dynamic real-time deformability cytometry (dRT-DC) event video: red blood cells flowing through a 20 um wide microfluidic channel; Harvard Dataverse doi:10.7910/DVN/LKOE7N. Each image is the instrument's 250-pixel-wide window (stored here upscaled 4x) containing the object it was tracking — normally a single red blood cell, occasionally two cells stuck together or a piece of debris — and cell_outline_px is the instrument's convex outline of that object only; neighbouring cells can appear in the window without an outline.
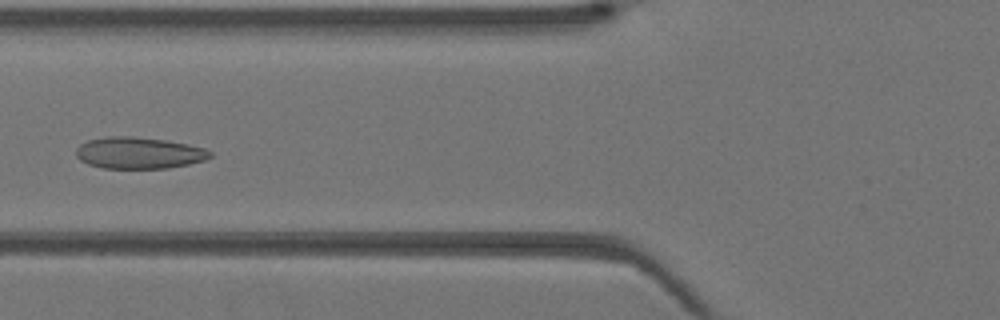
{"species": "Egyptian fruit bat (a non-hibernating species)", "species_latin": "Rousettus aegyptiacus", "temperature_condition": "warm", "stored_images_in_passage": 41, "camera_frame_rate_fps": 3000, "um_per_image_px": 0.085, "animal": {"sex": "female"}, "frame": {"image": 1, "passage_image": 16, "time_ms": 5.0, "image_size_px": [1000, 320], "cell_outline_px": [[212, 156], [204, 160], [188, 164], [168, 168], [104, 168], [88, 164], [80, 160], [76, 156], [76, 148], [80, 144], [88, 140], [104, 136], [132, 136], [164, 140], [188, 144], [204, 148], [212, 152]], "centroid_in_image_um": [11.78, 12.99], "position_along_channel_um": 114.0, "area_um2": 24.68}}
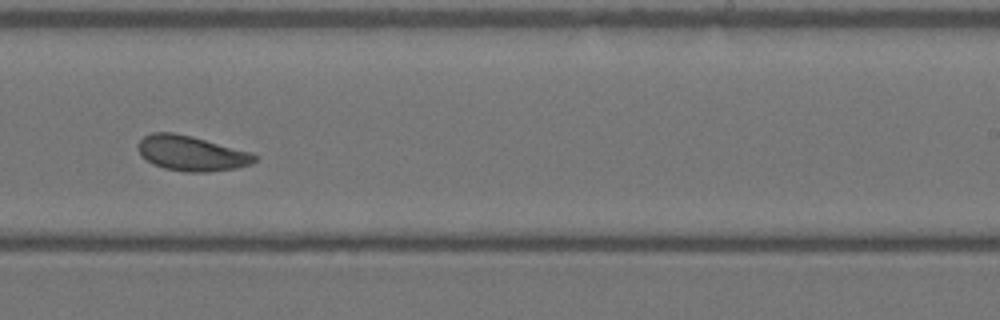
{"frame": {"image": 2, "passage_image": 26, "time_ms": 8.333, "image_size_px": [1000, 320], "cell_outline_px": [[256, 160], [252, 164], [236, 168], [208, 172], [188, 172], [164, 168], [152, 164], [140, 156], [136, 148], [140, 140], [144, 136], [152, 132], [172, 132], [192, 136], [252, 152], [256, 156]], "centroid_in_image_um": [16.25, 13.03], "position_along_channel_um": 272.8, "area_um2": 24.04}}
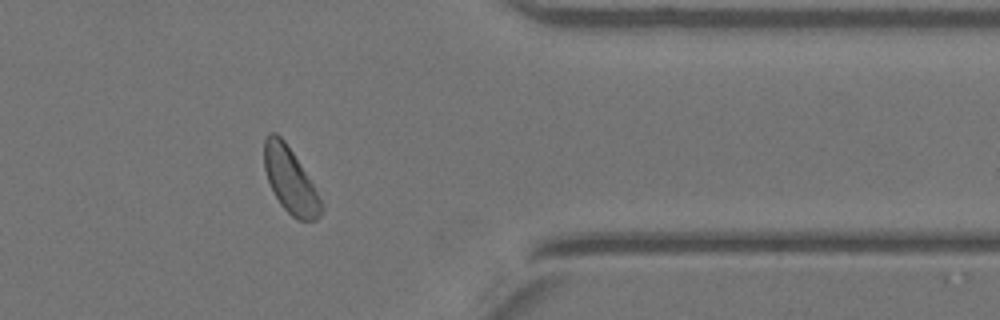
{"frame": {"image": 3, "passage_image": 34, "time_ms": 11.0, "image_size_px": [1000, 320], "cell_outline_px": [[324, 208], [320, 216], [316, 220], [296, 220], [280, 204], [268, 180], [264, 168], [264, 140], [268, 132], [276, 132], [284, 140], [292, 152], [312, 184], [324, 204]], "centroid_in_image_um": [24.67, 15.34], "position_along_channel_um": 386.7, "area_um2": 21.44}}